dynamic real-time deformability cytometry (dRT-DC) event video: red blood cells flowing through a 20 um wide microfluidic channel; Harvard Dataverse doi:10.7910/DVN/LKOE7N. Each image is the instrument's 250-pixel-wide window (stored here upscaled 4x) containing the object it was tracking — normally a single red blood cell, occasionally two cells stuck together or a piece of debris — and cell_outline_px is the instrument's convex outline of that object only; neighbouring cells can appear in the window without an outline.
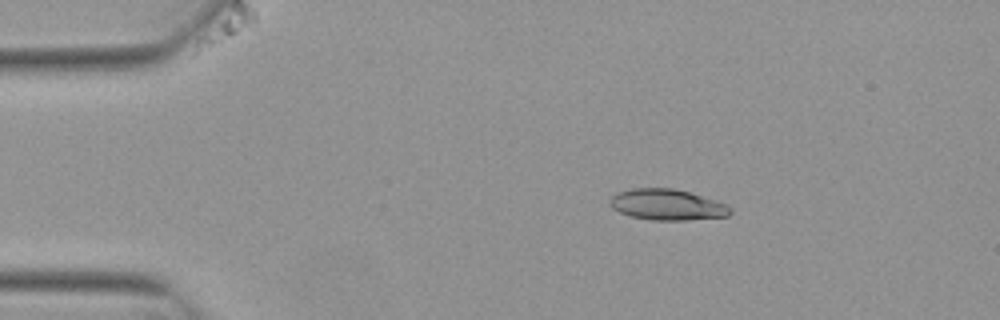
{"species": "Egyptian fruit bat (a non-hibernating species)", "species_latin": "Rousettus aegyptiacus", "temperature_condition": "warm", "stored_images_in_passage": 13, "camera_frame_rate_fps": 3000, "um_per_image_px": 0.085, "animal": {"sex": "female"}, "frame": {"image": 1, "passage_image": 3, "time_ms": 0.667, "image_size_px": [1000, 320], "cell_outline_px": [[732, 212], [728, 216], [684, 220], [652, 220], [632, 216], [620, 212], [612, 208], [612, 196], [616, 192], [632, 188], [672, 188], [688, 192], [716, 200], [728, 204]], "centroid_in_image_um": [56.73, 17.39], "position_along_channel_um": 28.3, "area_um2": 21.5}}
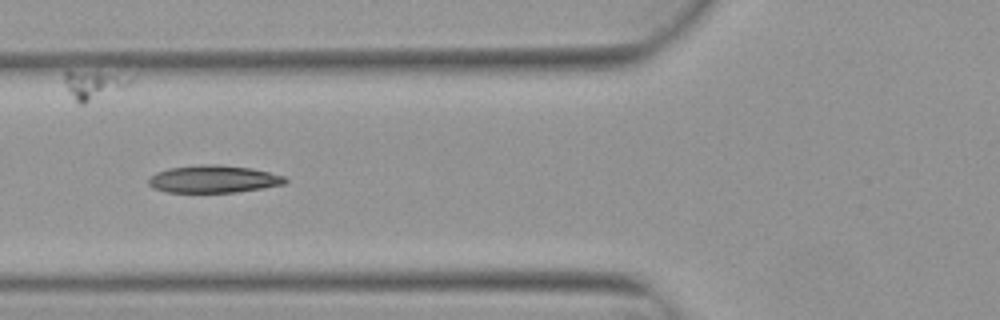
{"frame": {"image": 2, "passage_image": 6, "time_ms": 1.667, "image_size_px": [1000, 320], "cell_outline_px": [[288, 180], [284, 184], [236, 192], [164, 192], [152, 188], [148, 184], [148, 180], [156, 172], [168, 168], [200, 164], [216, 164], [252, 168], [284, 176]], "centroid_in_image_um": [18.11, 15.21], "position_along_channel_um": 107.7, "area_um2": 21.85}}
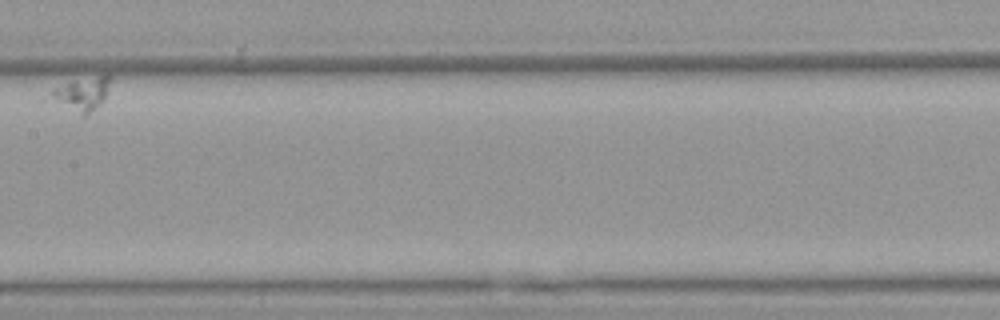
{"frame": {"image": 3, "passage_image": 9, "time_ms": 2.667, "image_size_px": [1000, 320], "cell_outline_px": [[112, 76], [104, 100], [84, 116], [80, 116], [40, 100], [52, 88], [108, 72]], "centroid_in_image_um": [6.79, 8.03], "position_along_channel_um": 200.6, "area_um2": 12.6}}